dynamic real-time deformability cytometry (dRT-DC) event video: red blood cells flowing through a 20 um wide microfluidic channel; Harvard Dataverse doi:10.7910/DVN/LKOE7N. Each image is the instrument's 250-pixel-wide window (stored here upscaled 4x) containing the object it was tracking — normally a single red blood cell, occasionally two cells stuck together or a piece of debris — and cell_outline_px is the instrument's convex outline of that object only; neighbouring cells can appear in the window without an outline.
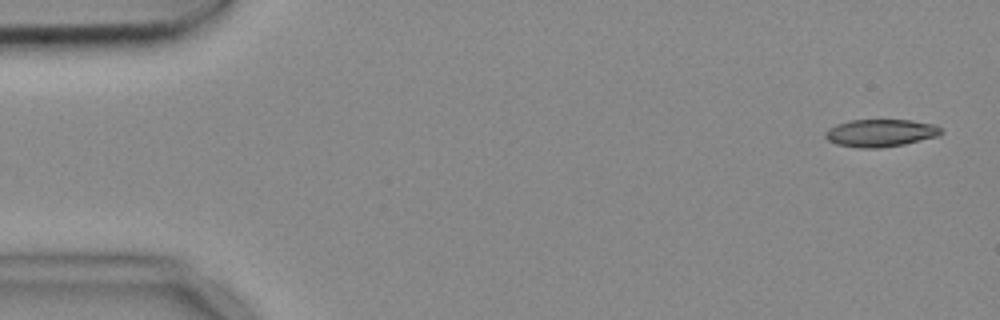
{"species": "common noctule bat (a hibernating species)", "species_latin": "Nyctalus noctula", "temperature_condition": "cold", "stored_images_in_passage": 7, "camera_frame_rate_fps": 3000, "um_per_image_px": 0.085, "animal": {"sex": "female", "body_mass_g": 18.4}, "frame": {"image": 1, "passage_image": 1, "time_ms": 0.0, "image_size_px": [1000, 320], "cell_outline_px": [[944, 132], [940, 136], [904, 144], [880, 148], [860, 148], [836, 144], [828, 140], [824, 136], [824, 132], [828, 128], [836, 124], [852, 120], [912, 120], [936, 124]], "centroid_in_image_um": [74.87, 11.3], "position_along_channel_um": 10.1, "area_um2": 18.79}}
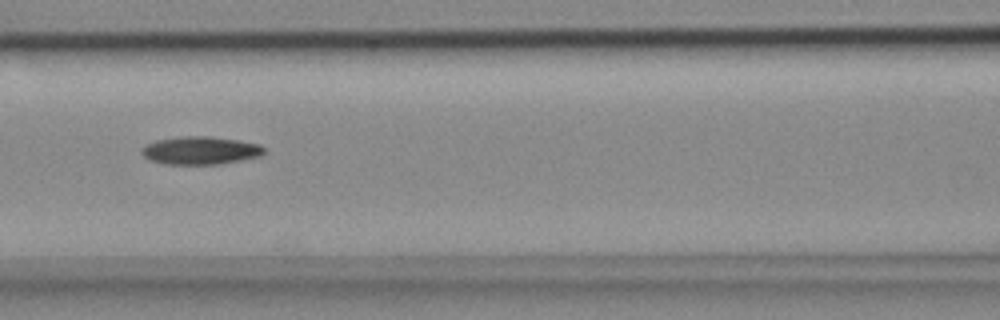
{"frame": {"image": 2, "passage_image": 5, "time_ms": 1.333, "image_size_px": [1000, 320], "cell_outline_px": [[264, 152], [260, 156], [220, 164], [164, 164], [148, 160], [140, 152], [140, 148], [156, 140], [188, 136], [208, 136], [240, 140], [260, 144], [264, 148]], "centroid_in_image_um": [17.02, 12.79], "position_along_channel_um": 149.6, "area_um2": 19.94}}
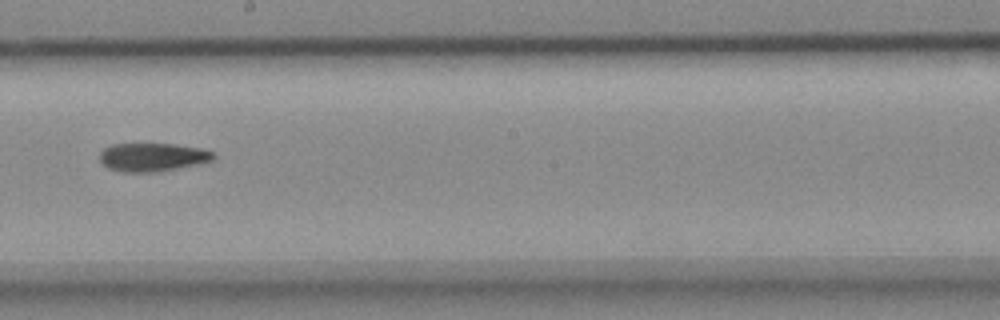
{"frame": {"image": 3, "passage_image": 7, "time_ms": 2.0, "image_size_px": [1000, 320], "cell_outline_px": [[216, 156], [212, 160], [200, 164], [152, 172], [124, 172], [108, 168], [100, 160], [100, 152], [104, 148], [112, 144], [172, 144], [200, 148], [212, 152]], "centroid_in_image_um": [12.95, 13.35], "position_along_channel_um": 235.2, "area_um2": 18.61}}